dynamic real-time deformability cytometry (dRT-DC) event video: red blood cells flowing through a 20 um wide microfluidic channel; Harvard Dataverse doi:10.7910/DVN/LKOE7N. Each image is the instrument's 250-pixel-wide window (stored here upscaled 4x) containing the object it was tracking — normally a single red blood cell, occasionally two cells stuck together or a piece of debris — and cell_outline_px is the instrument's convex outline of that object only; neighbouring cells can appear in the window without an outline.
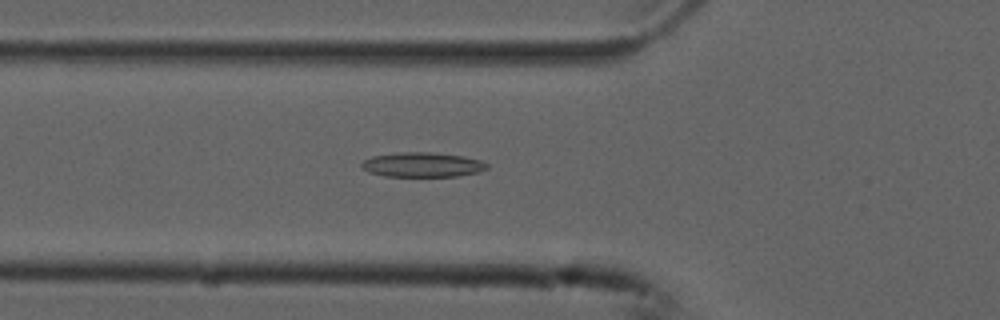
{"species": "common noctule bat (a hibernating species)", "species_latin": "Nyctalus noctula", "temperature_condition": "cold", "stored_images_in_passage": 48, "camera_frame_rate_fps": 3000, "um_per_image_px": 0.085, "animal": {"sex": "male", "forearm_length_mm": 52.5}, "frame": {"image": 1, "passage_image": 14, "time_ms": 4.333, "image_size_px": [1000, 320], "cell_outline_px": [[488, 168], [480, 172], [456, 176], [384, 176], [368, 172], [360, 164], [364, 160], [372, 156], [400, 152], [428, 152], [464, 156], [480, 160], [488, 164]], "centroid_in_image_um": [35.92, 14.0], "position_along_channel_um": 89.9, "area_um2": 17.98}}
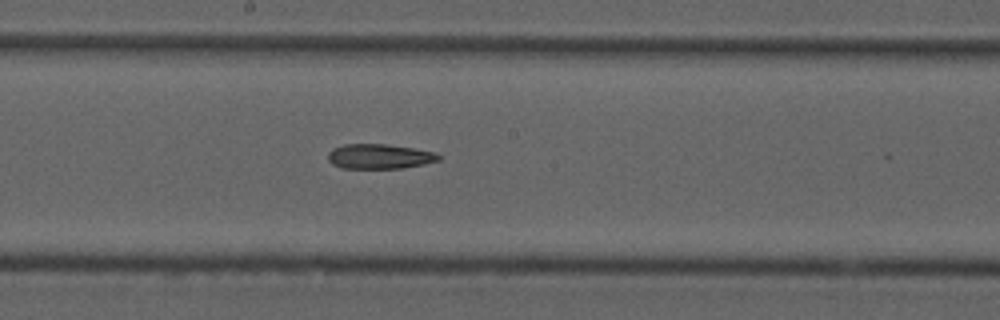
{"frame": {"image": 2, "passage_image": 24, "time_ms": 7.667, "image_size_px": [1000, 320], "cell_outline_px": [[440, 160], [424, 164], [404, 168], [344, 168], [332, 164], [328, 160], [328, 152], [332, 148], [344, 144], [388, 144], [436, 152], [440, 156]], "centroid_in_image_um": [32.25, 13.29], "position_along_channel_um": 215.9, "area_um2": 16.07}}
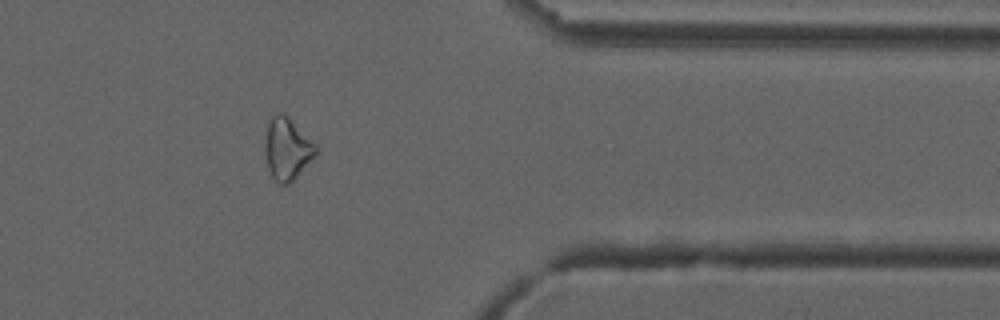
{"frame": {"image": 3, "passage_image": 39, "time_ms": 12.667, "image_size_px": [1000, 320], "cell_outline_px": [[320, 148], [316, 156], [288, 184], [280, 184], [272, 176], [268, 168], [264, 148], [264, 144], [268, 120], [272, 116], [280, 112], [284, 112]], "centroid_in_image_um": [24.42, 12.62], "position_along_channel_um": 387.0, "area_um2": 18.5}}